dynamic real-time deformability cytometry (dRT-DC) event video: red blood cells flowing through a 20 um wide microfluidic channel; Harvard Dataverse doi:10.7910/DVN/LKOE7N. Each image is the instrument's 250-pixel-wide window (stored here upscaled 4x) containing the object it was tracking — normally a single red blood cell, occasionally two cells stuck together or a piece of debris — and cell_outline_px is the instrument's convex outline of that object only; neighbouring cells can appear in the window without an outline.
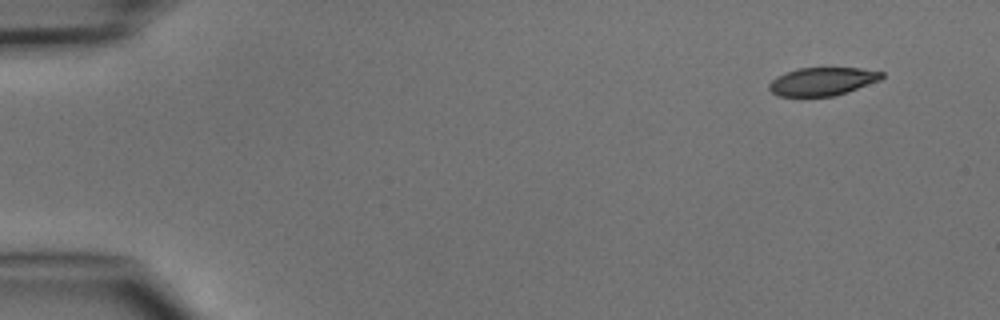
{"species": "common noctule bat (a hibernating species)", "species_latin": "Nyctalus noctula", "temperature_condition": "cold", "stored_images_in_passage": 5, "segment_of_instrument_passage": [2, 2], "camera_frame_rate_fps": 3000, "um_per_image_px": 0.085, "animal": {"sex": "male", "body_mass_g": 15.6}, "frame": {"image": 1, "passage_image": 5, "time_ms": 4.667, "image_size_px": [1000, 320], "cell_outline_px": [[884, 76], [880, 80], [832, 96], [776, 96], [768, 88], [768, 84], [776, 76], [800, 68], [860, 68], [884, 72]], "centroid_in_image_um": [69.87, 6.92], "position_along_channel_um": 15.1, "area_um2": 18.21}}